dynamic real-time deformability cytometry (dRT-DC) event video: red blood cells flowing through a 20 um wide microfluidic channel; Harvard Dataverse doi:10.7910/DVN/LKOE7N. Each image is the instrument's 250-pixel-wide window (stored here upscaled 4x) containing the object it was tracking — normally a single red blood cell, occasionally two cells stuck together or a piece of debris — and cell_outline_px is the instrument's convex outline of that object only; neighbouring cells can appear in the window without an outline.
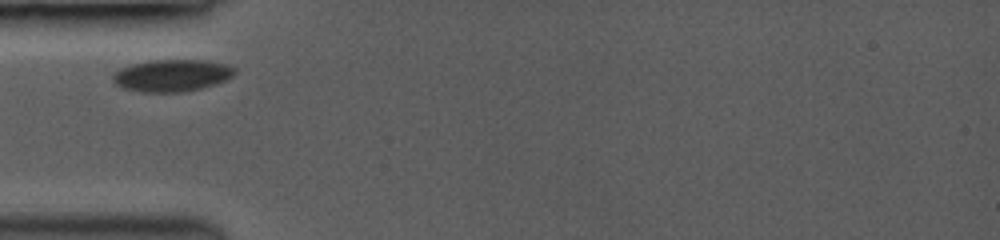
{"species": "common noctule bat (a hibernating species)", "species_latin": "Nyctalus noctula", "temperature_condition": "room temperature", "stored_images_in_passage": 6, "camera_frame_rate_fps": 3000, "um_per_image_px": 0.085, "animal": {"sex": "female", "body_mass_g": 19.0, "forearm_length_mm": 53.3}, "frame": {"image": 1, "passage_image": 1, "time_ms": 0.0, "image_size_px": [1000, 240], "cell_outline_px": [[236, 72], [228, 80], [200, 88], [184, 92], [140, 92], [124, 88], [116, 84], [112, 80], [112, 76], [120, 68], [132, 64], [152, 60], [204, 60], [228, 64], [236, 68]], "centroid_in_image_um": [14.64, 6.41], "position_along_channel_um": 70.4, "area_um2": 22.83}}
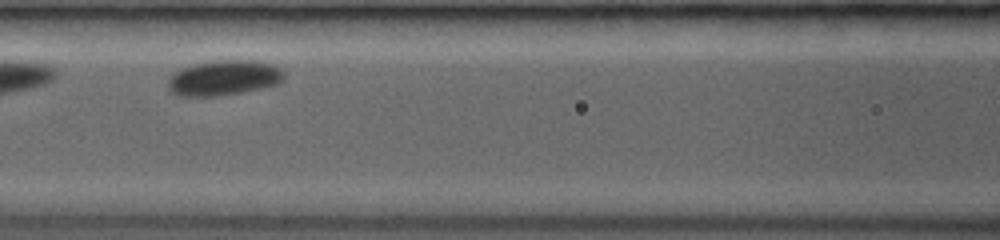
{"frame": {"image": 2, "passage_image": 3, "time_ms": 2.0, "image_size_px": [1000, 240], "cell_outline_px": [[284, 80], [280, 84], [220, 96], [180, 96], [172, 92], [168, 88], [168, 80], [180, 68], [212, 60], [256, 60], [272, 64], [280, 68], [284, 72]], "centroid_in_image_um": [19.06, 6.61], "position_along_channel_um": 147.5, "area_um2": 23.87}}
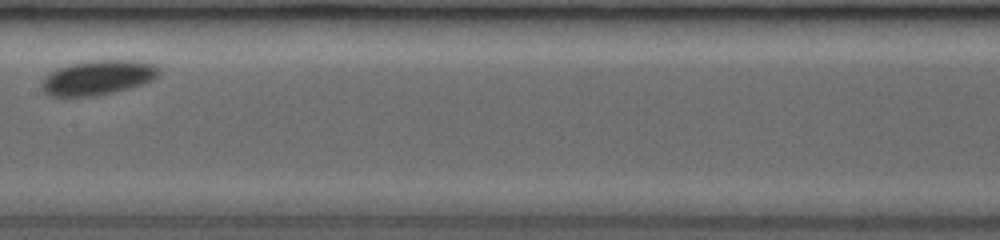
{"frame": {"image": 3, "passage_image": 4, "time_ms": 3.333, "image_size_px": [1000, 240], "cell_outline_px": [[160, 72], [152, 80], [144, 84], [132, 88], [96, 96], [48, 96], [40, 88], [48, 72], [68, 64], [88, 60], [140, 60], [156, 64], [160, 68]], "centroid_in_image_um": [8.35, 6.58], "position_along_channel_um": 199.1, "area_um2": 24.1}}